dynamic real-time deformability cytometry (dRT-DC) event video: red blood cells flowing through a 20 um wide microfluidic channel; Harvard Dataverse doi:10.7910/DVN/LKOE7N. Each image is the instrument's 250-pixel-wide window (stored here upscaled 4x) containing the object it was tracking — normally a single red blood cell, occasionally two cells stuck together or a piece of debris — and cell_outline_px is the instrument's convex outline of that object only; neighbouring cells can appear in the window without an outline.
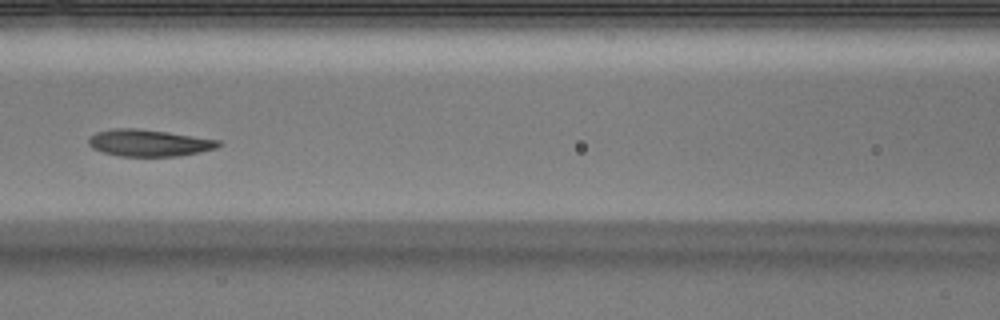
{"species": "Egyptian fruit bat (a non-hibernating species)", "species_latin": "Rousettus aegyptiacus", "temperature_condition": "warm", "stored_images_in_passage": 7, "camera_frame_rate_fps": 3000, "um_per_image_px": 0.085, "animal": {"sex": "male"}, "frame": {"image": 1, "passage_image": 7, "time_ms": 2.0, "image_size_px": [1000, 320], "cell_outline_px": [[220, 144], [216, 148], [200, 152], [176, 156], [120, 156], [104, 152], [92, 148], [88, 144], [88, 140], [96, 132], [116, 128], [136, 128], [168, 132], [220, 140]], "centroid_in_image_um": [12.66, 12.14], "position_along_channel_um": 153.9, "area_um2": 20.11}}